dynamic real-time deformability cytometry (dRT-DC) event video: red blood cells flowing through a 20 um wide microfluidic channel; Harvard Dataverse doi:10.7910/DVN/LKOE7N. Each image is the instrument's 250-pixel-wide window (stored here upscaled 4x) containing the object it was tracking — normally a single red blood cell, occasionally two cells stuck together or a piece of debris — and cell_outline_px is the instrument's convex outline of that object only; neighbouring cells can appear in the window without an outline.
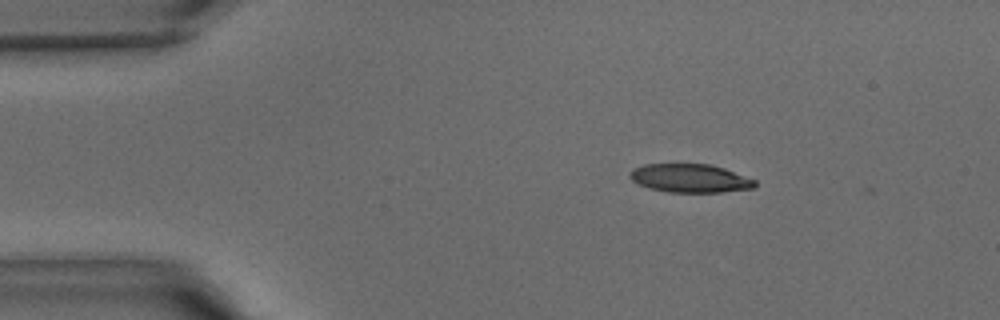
{"species": "common noctule bat (a hibernating species)", "species_latin": "Nyctalus noctula", "temperature_condition": "warm", "stored_images_in_passage": 35, "camera_frame_rate_fps": 3000, "um_per_image_px": 0.085, "animal": {"sex": "male", "body_mass_g": 15.6}, "frame": {"image": 1, "passage_image": 1, "time_ms": 0.0, "image_size_px": [1000, 320], "cell_outline_px": [[756, 184], [752, 188], [720, 192], [668, 192], [652, 188], [640, 184], [632, 180], [628, 176], [632, 168], [644, 164], [708, 164], [724, 168], [756, 180]], "centroid_in_image_um": [58.64, 15.14], "position_along_channel_um": 26.4, "area_um2": 20.58}}
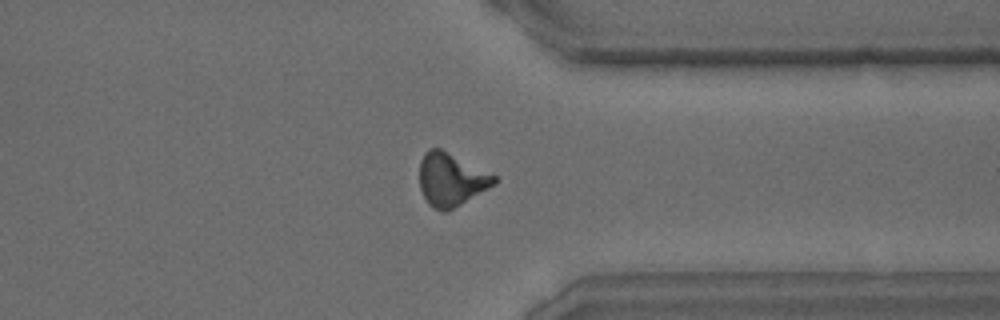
{"frame": {"image": 2, "passage_image": 26, "time_ms": 8.333, "image_size_px": [1000, 320], "cell_outline_px": [[496, 184], [448, 212], [444, 212], [428, 204], [420, 188], [420, 160], [424, 152], [428, 148], [440, 148], [496, 176]], "centroid_in_image_um": [38.33, 15.27], "position_along_channel_um": 373.1, "area_um2": 22.95}}
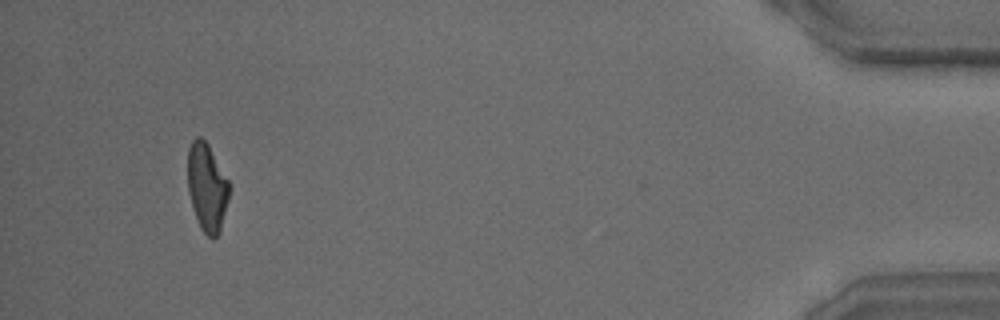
{"frame": {"image": 3, "passage_image": 33, "time_ms": 10.667, "image_size_px": [1000, 320], "cell_outline_px": [[232, 184], [220, 232], [212, 240], [200, 228], [188, 192], [188, 148], [192, 140], [196, 136], [200, 136], [208, 144]], "centroid_in_image_um": [17.62, 15.9], "position_along_channel_um": 417.6, "area_um2": 21.56}}